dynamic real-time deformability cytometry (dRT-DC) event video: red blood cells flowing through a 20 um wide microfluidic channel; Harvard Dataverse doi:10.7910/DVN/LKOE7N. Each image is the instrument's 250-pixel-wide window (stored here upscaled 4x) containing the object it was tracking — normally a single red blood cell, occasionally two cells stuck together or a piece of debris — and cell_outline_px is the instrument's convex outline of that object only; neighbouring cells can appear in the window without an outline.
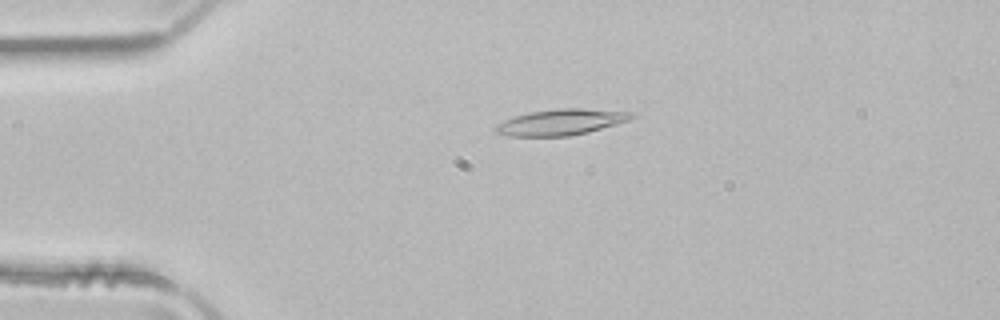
{"species": "common noctule bat (a hibernating species)", "species_latin": "Nyctalus noctula", "temperature_condition": "room temperature", "stored_images_in_passage": 43, "camera_frame_rate_fps": 3000, "um_per_image_px": 0.085, "animal": {"sex": "male", "body_mass_g": 21.5, "forearm_length_mm": 52.0}, "frame": {"image": 1, "passage_image": 4, "time_ms": 1.0, "image_size_px": [1000, 320], "cell_outline_px": [[636, 116], [628, 120], [616, 124], [588, 132], [568, 136], [508, 136], [496, 132], [492, 128], [504, 120], [516, 116], [532, 112], [556, 108], [580, 108], [636, 112]], "centroid_in_image_um": [47.71, 10.37], "position_along_channel_um": 37.3, "area_um2": 20.52}}
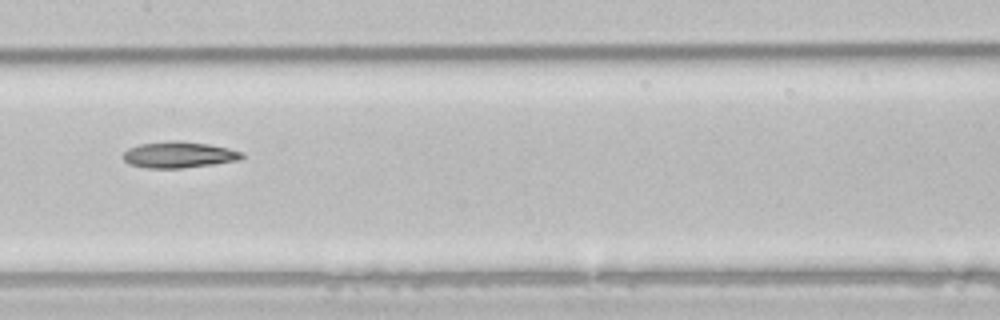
{"frame": {"image": 2, "passage_image": 18, "time_ms": 5.667, "image_size_px": [1000, 320], "cell_outline_px": [[244, 156], [240, 160], [212, 164], [180, 168], [144, 168], [128, 164], [120, 156], [128, 148], [140, 144], [168, 140], [172, 140], [208, 144], [228, 148], [244, 152]], "centroid_in_image_um": [15.16, 13.15], "position_along_channel_um": 192.2, "area_um2": 18.26}}
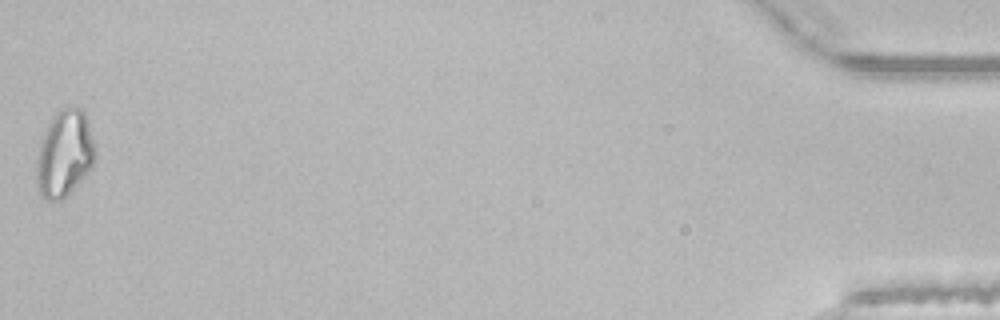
{"frame": {"image": 3, "passage_image": 43, "time_ms": 14.0, "image_size_px": [1000, 320], "cell_outline_px": [[96, 156], [88, 172], [60, 200], [48, 200], [40, 192], [36, 184], [36, 160], [40, 144], [48, 124], [52, 116], [60, 108], [80, 108], [84, 112], [88, 120], [96, 152]], "centroid_in_image_um": [5.47, 13.03], "position_along_channel_um": 429.7, "area_um2": 29.13}, "authors_computed_cell_mechanics": {"area_um2": 18.9584, "velocity_mm_per_s": 4.0408, "shape_relaxation_time_tau1_ms": 7.9281, "shape_relaxation_time_tau2_ms": null, "deformation_change_tau1": 0.1959, "deformation_change_tau2": null}}